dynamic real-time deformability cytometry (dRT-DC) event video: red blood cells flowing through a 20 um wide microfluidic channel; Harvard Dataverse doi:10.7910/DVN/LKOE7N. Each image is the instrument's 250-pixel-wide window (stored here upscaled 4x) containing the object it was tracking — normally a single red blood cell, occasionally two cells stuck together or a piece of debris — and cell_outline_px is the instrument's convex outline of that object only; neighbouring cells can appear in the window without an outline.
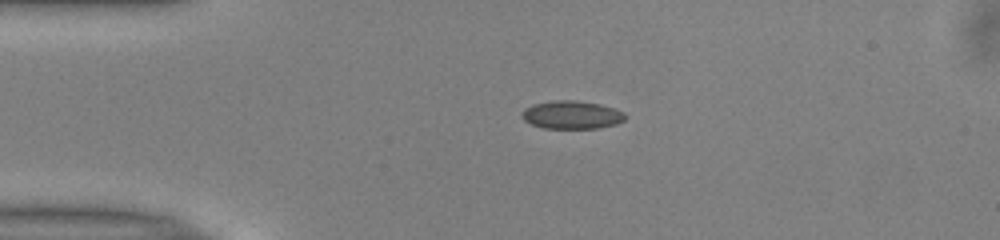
{"species": "common noctule bat (a hibernating species)", "species_latin": "Nyctalus noctula", "temperature_condition": "warm", "stored_images_in_passage": 41, "camera_frame_rate_fps": 3000, "um_per_image_px": 0.085, "animal": {"sex": "male", "body_mass_g": 13.0, "forearm_length_mm": 53.1}, "frame": {"image": 1, "passage_image": 1, "time_ms": 0.0, "image_size_px": [1000, 240], "cell_outline_px": [[628, 116], [624, 120], [616, 124], [600, 128], [544, 128], [532, 124], [524, 120], [520, 116], [520, 112], [524, 108], [532, 104], [556, 100], [576, 100], [600, 104], [616, 108], [624, 112]], "centroid_in_image_um": [48.61, 9.75], "position_along_channel_um": 36.4, "area_um2": 17.17}}
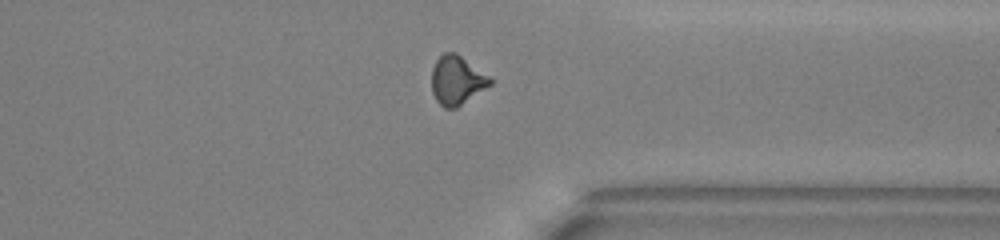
{"frame": {"image": 2, "passage_image": 29, "time_ms": 9.333, "image_size_px": [1000, 240], "cell_outline_px": [[492, 84], [456, 108], [444, 108], [436, 100], [432, 92], [432, 68], [436, 60], [444, 52], [456, 52], [488, 76], [492, 80]], "centroid_in_image_um": [38.81, 6.82], "position_along_channel_um": 372.6, "area_um2": 16.47}}
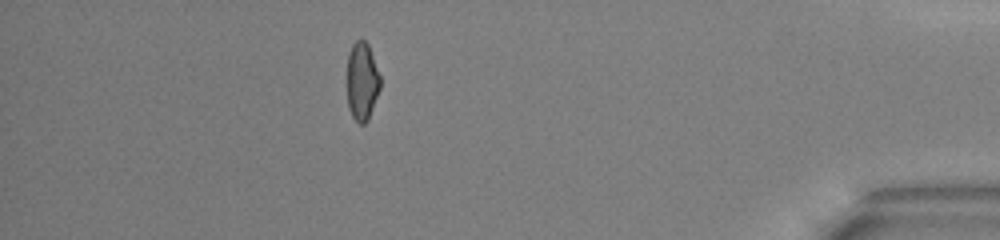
{"frame": {"image": 3, "passage_image": 35, "time_ms": 11.333, "image_size_px": [1000, 240], "cell_outline_px": [[380, 88], [368, 120], [364, 124], [360, 124], [352, 116], [348, 108], [348, 56], [352, 44], [356, 40], [364, 40], [368, 44], [380, 76]], "centroid_in_image_um": [30.78, 6.92], "position_along_channel_um": 404.4, "area_um2": 14.91}, "authors_computed_cell_mechanics": {"area_um2": 16.2418, "velocity_mm_per_s": 3.9977, "shape_relaxation_time_tau1_ms": 3.1744, "shape_relaxation_time_tau2_ms": 0.8158, "deformation_change_tau1": 0.098, "deformation_change_tau2": 0.0818}}